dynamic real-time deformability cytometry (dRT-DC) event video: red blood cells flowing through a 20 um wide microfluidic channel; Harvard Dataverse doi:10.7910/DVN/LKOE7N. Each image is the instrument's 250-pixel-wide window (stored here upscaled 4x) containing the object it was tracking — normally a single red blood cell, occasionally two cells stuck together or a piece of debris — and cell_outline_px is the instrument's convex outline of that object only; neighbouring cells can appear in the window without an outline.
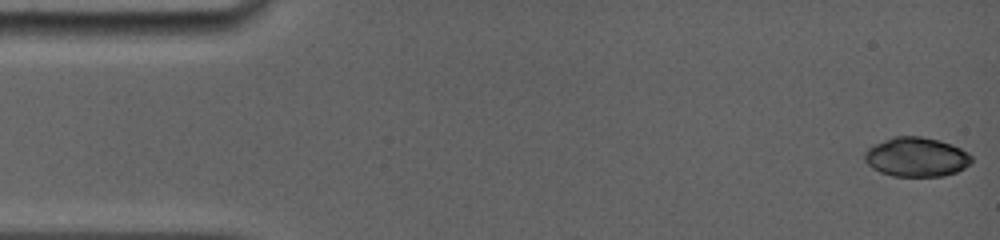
{"species": "common noctule bat (a hibernating species)", "species_latin": "Nyctalus noctula", "temperature_condition": "room temperature", "stored_images_in_passage": 37, "camera_frame_rate_fps": 5000, "um_per_image_px": 0.085, "animal": {"sex": "female", "body_mass_g": 19.0, "forearm_length_mm": 56.7}, "frame": {"image": 1, "passage_image": 1, "time_ms": 0.0, "image_size_px": [1000, 240], "cell_outline_px": [[972, 160], [964, 168], [956, 172], [944, 176], [892, 176], [880, 172], [872, 168], [864, 160], [864, 152], [868, 148], [884, 140], [896, 136], [920, 136], [940, 140], [952, 144], [968, 152], [972, 156]], "centroid_in_image_um": [77.89, 13.35], "position_along_channel_um": 7.1, "area_um2": 24.57}}
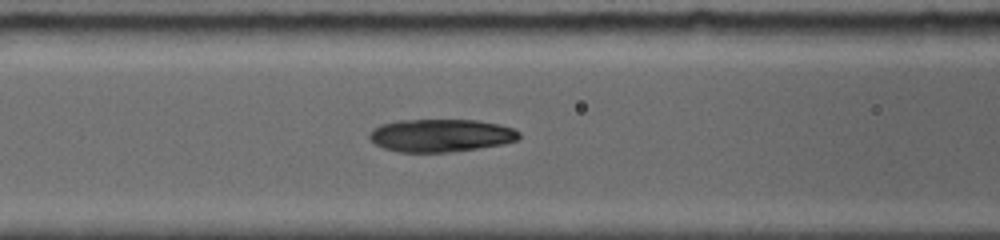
{"frame": {"image": 2, "passage_image": 22, "time_ms": 6.2, "image_size_px": [1000, 240], "cell_outline_px": [[520, 136], [516, 140], [504, 144], [448, 152], [400, 152], [384, 148], [376, 144], [368, 136], [368, 132], [372, 128], [380, 124], [396, 120], [476, 120], [500, 124], [516, 128], [520, 132]], "centroid_in_image_um": [37.46, 11.5], "position_along_channel_um": 129.1, "area_um2": 28.78}}
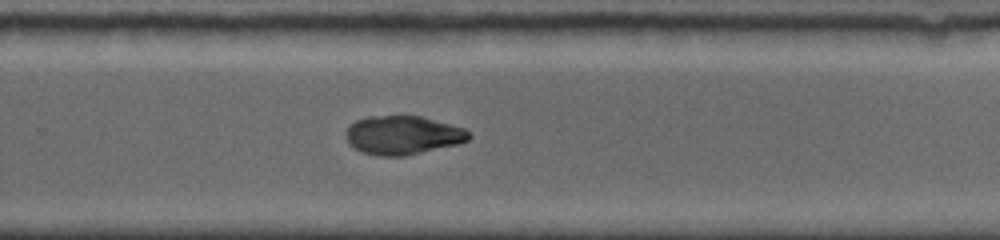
{"frame": {"image": 3, "passage_image": 37, "time_ms": 10.4, "image_size_px": [1000, 240], "cell_outline_px": [[472, 136], [468, 140], [456, 144], [404, 156], [376, 156], [360, 152], [348, 144], [348, 128], [356, 120], [368, 116], [420, 116], [464, 128]], "centroid_in_image_um": [34.22, 11.5], "position_along_channel_um": 295.6, "area_um2": 27.46}}